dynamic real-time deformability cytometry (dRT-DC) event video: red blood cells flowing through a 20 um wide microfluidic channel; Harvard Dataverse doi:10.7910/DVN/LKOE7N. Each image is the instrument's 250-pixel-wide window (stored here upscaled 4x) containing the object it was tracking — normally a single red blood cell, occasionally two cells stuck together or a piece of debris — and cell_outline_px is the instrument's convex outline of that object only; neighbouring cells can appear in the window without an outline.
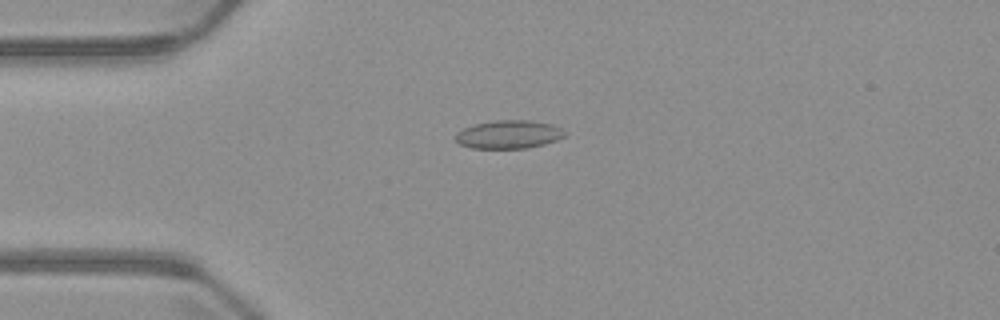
{"species": "common noctule bat (a hibernating species)", "species_latin": "Nyctalus noctula", "temperature_condition": "warm", "stored_images_in_passage": 5, "camera_frame_rate_fps": 3000, "um_per_image_px": 0.085, "animal": {"sex": "male", "body_mass_g": 23.1, "forearm_length_mm": 52.7}, "frame": {"image": 1, "passage_image": 3, "time_ms": 2.333, "image_size_px": [1000, 320], "cell_outline_px": [[564, 136], [556, 140], [544, 144], [528, 148], [472, 148], [460, 144], [456, 140], [456, 132], [464, 128], [476, 124], [496, 120], [528, 120], [552, 124], [560, 128], [564, 132]], "centroid_in_image_um": [43.23, 11.43], "position_along_channel_um": 41.8, "area_um2": 17.8}}
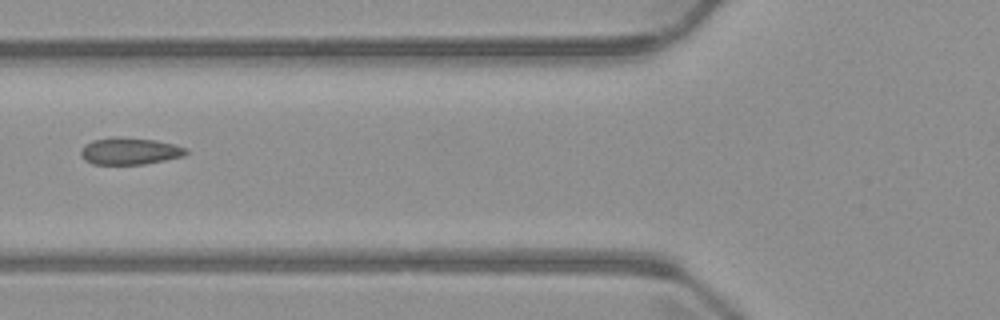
{"frame": {"image": 2, "passage_image": 5, "time_ms": 4.667, "image_size_px": [1000, 320], "cell_outline_px": [[188, 152], [184, 156], [144, 164], [92, 164], [84, 160], [80, 156], [80, 152], [84, 144], [92, 140], [112, 136], [116, 136], [156, 140], [188, 148]], "centroid_in_image_um": [10.99, 12.83], "position_along_channel_um": 114.8, "area_um2": 16.7}}